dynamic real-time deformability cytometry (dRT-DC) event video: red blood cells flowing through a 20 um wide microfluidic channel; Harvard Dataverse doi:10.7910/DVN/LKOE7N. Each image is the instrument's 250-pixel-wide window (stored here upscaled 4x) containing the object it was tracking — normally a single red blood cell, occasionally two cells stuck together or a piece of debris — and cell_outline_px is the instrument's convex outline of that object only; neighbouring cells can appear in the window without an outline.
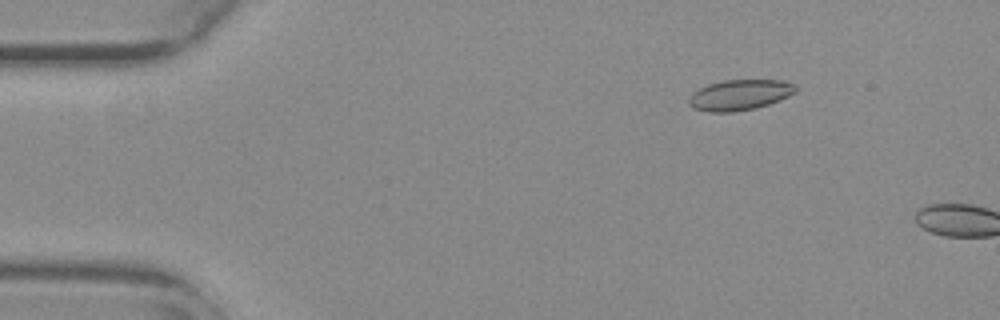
{"species": "common noctule bat (a hibernating species)", "species_latin": "Nyctalus noctula", "temperature_condition": "warm", "stored_images_in_passage": 5, "camera_frame_rate_fps": 3000, "um_per_image_px": 0.085, "animal": {"sex": "female", "body_mass_g": 29.2, "forearm_length_mm": 56.3}, "frame": {"image": 1, "passage_image": 2, "time_ms": 0.333, "image_size_px": [1000, 320], "cell_outline_px": [[796, 92], [780, 100], [756, 108], [732, 112], [708, 112], [692, 108], [688, 104], [688, 96], [692, 92], [708, 84], [724, 80], [784, 80], [796, 84]], "centroid_in_image_um": [62.85, 8.07], "position_along_channel_um": 22.1, "area_um2": 19.25}}